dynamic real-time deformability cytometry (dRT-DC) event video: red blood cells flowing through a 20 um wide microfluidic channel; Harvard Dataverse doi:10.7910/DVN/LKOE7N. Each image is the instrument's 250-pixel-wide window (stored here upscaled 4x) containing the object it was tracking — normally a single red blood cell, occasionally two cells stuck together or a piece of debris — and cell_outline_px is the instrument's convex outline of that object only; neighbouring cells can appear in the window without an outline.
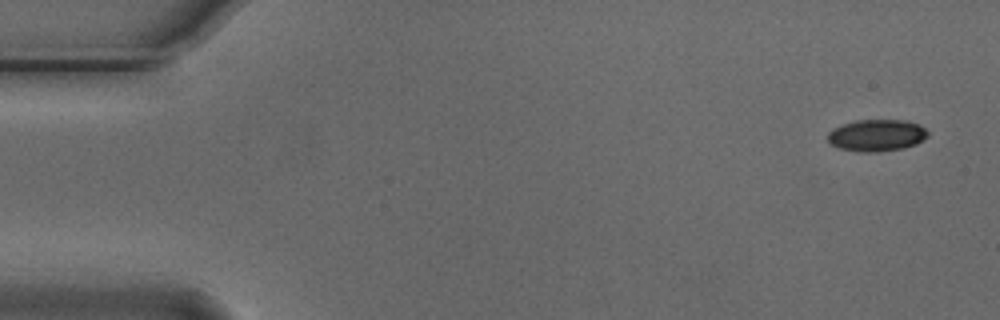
{"species": "Egyptian fruit bat (a non-hibernating species)", "species_latin": "Rousettus aegyptiacus", "temperature_condition": "cold", "stored_images_in_passage": 7, "camera_frame_rate_fps": 3000, "um_per_image_px": 0.085, "animal": {"sex": "male"}, "frame": {"image": 1, "passage_image": 1, "time_ms": 0.0, "image_size_px": [1000, 320], "cell_outline_px": [[928, 136], [916, 144], [904, 148], [876, 152], [860, 152], [840, 148], [832, 144], [828, 140], [828, 132], [832, 128], [856, 120], [908, 120], [920, 124], [928, 132]], "centroid_in_image_um": [74.54, 11.49], "position_along_channel_um": 10.5, "area_um2": 18.61}}
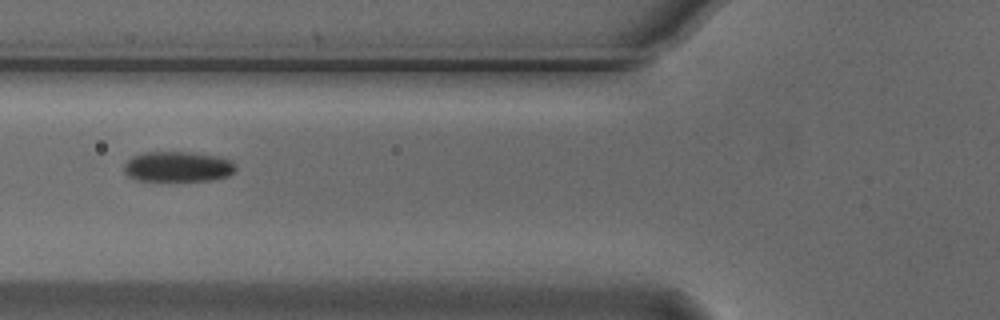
{"frame": {"image": 2, "passage_image": 6, "time_ms": 1.667, "image_size_px": [1000, 320], "cell_outline_px": [[236, 172], [228, 176], [212, 180], [136, 180], [128, 176], [124, 172], [124, 164], [132, 156], [144, 152], [192, 152], [216, 156], [232, 160], [236, 164]], "centroid_in_image_um": [15.14, 14.16], "position_along_channel_um": 110.7, "area_um2": 19.83}}
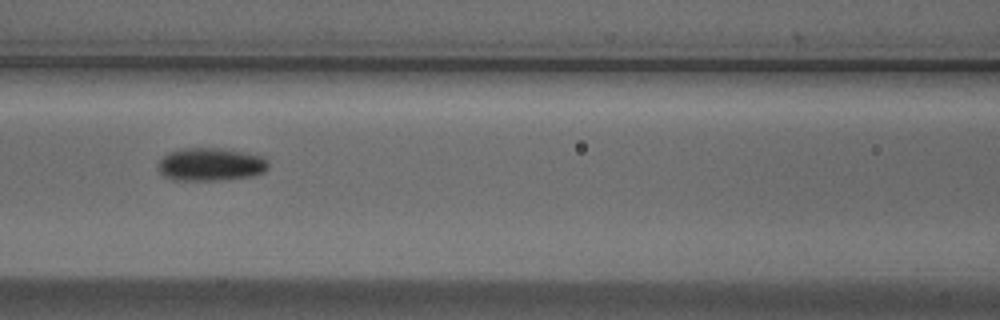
{"frame": {"image": 3, "passage_image": 7, "time_ms": 2.0, "image_size_px": [1000, 320], "cell_outline_px": [[268, 168], [264, 172], [252, 176], [216, 180], [172, 180], [164, 176], [160, 172], [160, 160], [168, 152], [184, 148], [220, 148], [248, 152], [264, 156], [268, 164]], "centroid_in_image_um": [17.94, 13.96], "position_along_channel_um": 148.7, "area_um2": 21.21}}